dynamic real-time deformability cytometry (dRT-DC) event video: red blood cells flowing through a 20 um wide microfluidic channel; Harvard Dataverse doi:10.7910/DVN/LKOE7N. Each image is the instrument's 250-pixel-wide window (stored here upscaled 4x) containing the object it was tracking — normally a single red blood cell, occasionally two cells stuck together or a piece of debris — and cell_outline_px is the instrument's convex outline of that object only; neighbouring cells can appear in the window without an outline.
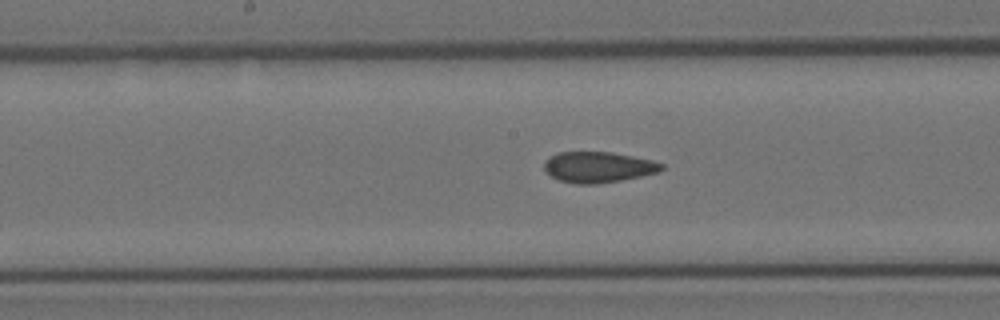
{"species": "Egyptian fruit bat (a non-hibernating species)", "species_latin": "Rousettus aegyptiacus", "temperature_condition": "room temperature", "stored_images_in_passage": 11, "segment_of_instrument_passage": [2, 2], "camera_frame_rate_fps": 3000, "um_per_image_px": 0.085, "animal": {"sex": "female"}, "frame": {"image": 1, "passage_image": 11, "time_ms": 3.333, "image_size_px": [1000, 320], "cell_outline_px": [[664, 168], [660, 172], [620, 180], [592, 184], [576, 184], [560, 180], [552, 176], [544, 168], [544, 160], [548, 156], [556, 152], [612, 152], [652, 160], [664, 164]], "centroid_in_image_um": [50.84, 14.19], "position_along_channel_um": 197.4, "area_um2": 21.04}}